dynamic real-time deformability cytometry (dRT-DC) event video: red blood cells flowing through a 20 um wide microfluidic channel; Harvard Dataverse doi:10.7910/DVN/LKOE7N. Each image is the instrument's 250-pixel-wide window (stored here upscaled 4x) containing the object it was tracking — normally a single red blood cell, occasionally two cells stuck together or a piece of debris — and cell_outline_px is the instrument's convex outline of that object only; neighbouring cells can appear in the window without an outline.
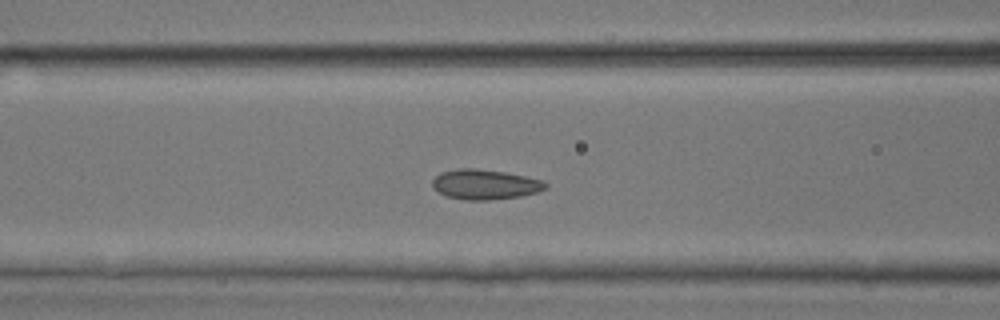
{"species": "common noctule bat (a hibernating species)", "species_latin": "Nyctalus noctula", "temperature_condition": "room temperature", "stored_images_in_passage": 26, "camera_frame_rate_fps": 3000, "um_per_image_px": 0.085, "animal": {"sex": "male", "body_mass_g": 17.9, "forearm_length_mm": 54.2}, "frame": {"image": 1, "passage_image": 19, "time_ms": 6.0, "image_size_px": [1000, 320], "cell_outline_px": [[548, 188], [536, 192], [520, 196], [488, 200], [464, 200], [448, 196], [432, 188], [432, 180], [440, 172], [456, 168], [476, 168], [504, 172], [544, 180], [548, 184]], "centroid_in_image_um": [41.22, 15.67], "position_along_channel_um": 125.4, "area_um2": 19.83}}